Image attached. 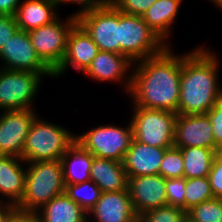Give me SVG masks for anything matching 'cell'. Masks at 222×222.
<instances>
[{"label": "cell", "instance_id": "cb8c5ba5", "mask_svg": "<svg viewBox=\"0 0 222 222\" xmlns=\"http://www.w3.org/2000/svg\"><path fill=\"white\" fill-rule=\"evenodd\" d=\"M37 214L40 222H88V214L65 193L52 198Z\"/></svg>", "mask_w": 222, "mask_h": 222}, {"label": "cell", "instance_id": "ab89813d", "mask_svg": "<svg viewBox=\"0 0 222 222\" xmlns=\"http://www.w3.org/2000/svg\"><path fill=\"white\" fill-rule=\"evenodd\" d=\"M212 4L216 5V9H219L222 12V0H209Z\"/></svg>", "mask_w": 222, "mask_h": 222}, {"label": "cell", "instance_id": "8992f818", "mask_svg": "<svg viewBox=\"0 0 222 222\" xmlns=\"http://www.w3.org/2000/svg\"><path fill=\"white\" fill-rule=\"evenodd\" d=\"M120 54L133 63L161 53L167 45L147 25L142 16L119 11Z\"/></svg>", "mask_w": 222, "mask_h": 222}, {"label": "cell", "instance_id": "8fae6325", "mask_svg": "<svg viewBox=\"0 0 222 222\" xmlns=\"http://www.w3.org/2000/svg\"><path fill=\"white\" fill-rule=\"evenodd\" d=\"M0 68L29 71L53 78L54 72L37 55L27 31L18 30L0 50Z\"/></svg>", "mask_w": 222, "mask_h": 222}, {"label": "cell", "instance_id": "603a6c76", "mask_svg": "<svg viewBox=\"0 0 222 222\" xmlns=\"http://www.w3.org/2000/svg\"><path fill=\"white\" fill-rule=\"evenodd\" d=\"M65 184L90 180L93 155L75 141L61 157Z\"/></svg>", "mask_w": 222, "mask_h": 222}, {"label": "cell", "instance_id": "f35d334b", "mask_svg": "<svg viewBox=\"0 0 222 222\" xmlns=\"http://www.w3.org/2000/svg\"><path fill=\"white\" fill-rule=\"evenodd\" d=\"M16 208V205L9 202H0V222H7L11 212Z\"/></svg>", "mask_w": 222, "mask_h": 222}, {"label": "cell", "instance_id": "5b68a950", "mask_svg": "<svg viewBox=\"0 0 222 222\" xmlns=\"http://www.w3.org/2000/svg\"><path fill=\"white\" fill-rule=\"evenodd\" d=\"M127 125L104 124L75 134V140L93 156L123 162L133 140L130 120Z\"/></svg>", "mask_w": 222, "mask_h": 222}, {"label": "cell", "instance_id": "f1b7e54d", "mask_svg": "<svg viewBox=\"0 0 222 222\" xmlns=\"http://www.w3.org/2000/svg\"><path fill=\"white\" fill-rule=\"evenodd\" d=\"M159 175L165 179L184 177V161L181 148H167L161 161Z\"/></svg>", "mask_w": 222, "mask_h": 222}, {"label": "cell", "instance_id": "4fadbf2b", "mask_svg": "<svg viewBox=\"0 0 222 222\" xmlns=\"http://www.w3.org/2000/svg\"><path fill=\"white\" fill-rule=\"evenodd\" d=\"M37 110L0 111V155L21 158Z\"/></svg>", "mask_w": 222, "mask_h": 222}, {"label": "cell", "instance_id": "44dd1931", "mask_svg": "<svg viewBox=\"0 0 222 222\" xmlns=\"http://www.w3.org/2000/svg\"><path fill=\"white\" fill-rule=\"evenodd\" d=\"M59 15L52 0H21L14 17L19 29L28 32L53 22Z\"/></svg>", "mask_w": 222, "mask_h": 222}, {"label": "cell", "instance_id": "8d00e7d4", "mask_svg": "<svg viewBox=\"0 0 222 222\" xmlns=\"http://www.w3.org/2000/svg\"><path fill=\"white\" fill-rule=\"evenodd\" d=\"M7 222H40V219L36 211H26L16 207Z\"/></svg>", "mask_w": 222, "mask_h": 222}, {"label": "cell", "instance_id": "2e32d148", "mask_svg": "<svg viewBox=\"0 0 222 222\" xmlns=\"http://www.w3.org/2000/svg\"><path fill=\"white\" fill-rule=\"evenodd\" d=\"M99 52L98 46L86 31L76 23L67 39V50L60 66L54 71L55 78L63 77L70 68L84 72Z\"/></svg>", "mask_w": 222, "mask_h": 222}, {"label": "cell", "instance_id": "277c9868", "mask_svg": "<svg viewBox=\"0 0 222 222\" xmlns=\"http://www.w3.org/2000/svg\"><path fill=\"white\" fill-rule=\"evenodd\" d=\"M65 186L60 160L26 163L25 191L16 207L37 212L52 198L65 193Z\"/></svg>", "mask_w": 222, "mask_h": 222}, {"label": "cell", "instance_id": "4316f807", "mask_svg": "<svg viewBox=\"0 0 222 222\" xmlns=\"http://www.w3.org/2000/svg\"><path fill=\"white\" fill-rule=\"evenodd\" d=\"M214 198L207 176L186 178L185 185V212L192 207Z\"/></svg>", "mask_w": 222, "mask_h": 222}, {"label": "cell", "instance_id": "d4e9b609", "mask_svg": "<svg viewBox=\"0 0 222 222\" xmlns=\"http://www.w3.org/2000/svg\"><path fill=\"white\" fill-rule=\"evenodd\" d=\"M184 161V177L199 178L209 175L214 156L213 149L203 147L181 148Z\"/></svg>", "mask_w": 222, "mask_h": 222}, {"label": "cell", "instance_id": "f546056e", "mask_svg": "<svg viewBox=\"0 0 222 222\" xmlns=\"http://www.w3.org/2000/svg\"><path fill=\"white\" fill-rule=\"evenodd\" d=\"M186 212L178 207L164 206L146 211L139 217L140 222H183Z\"/></svg>", "mask_w": 222, "mask_h": 222}, {"label": "cell", "instance_id": "6da1fadb", "mask_svg": "<svg viewBox=\"0 0 222 222\" xmlns=\"http://www.w3.org/2000/svg\"><path fill=\"white\" fill-rule=\"evenodd\" d=\"M171 47L133 64L132 83L127 95L130 106L178 114L181 62L190 51L178 55Z\"/></svg>", "mask_w": 222, "mask_h": 222}, {"label": "cell", "instance_id": "836d02e7", "mask_svg": "<svg viewBox=\"0 0 222 222\" xmlns=\"http://www.w3.org/2000/svg\"><path fill=\"white\" fill-rule=\"evenodd\" d=\"M207 177L214 197L222 199V156L219 153L214 156L212 167Z\"/></svg>", "mask_w": 222, "mask_h": 222}, {"label": "cell", "instance_id": "e575fe53", "mask_svg": "<svg viewBox=\"0 0 222 222\" xmlns=\"http://www.w3.org/2000/svg\"><path fill=\"white\" fill-rule=\"evenodd\" d=\"M18 30L19 27L13 15L0 14V50Z\"/></svg>", "mask_w": 222, "mask_h": 222}, {"label": "cell", "instance_id": "d6a6232c", "mask_svg": "<svg viewBox=\"0 0 222 222\" xmlns=\"http://www.w3.org/2000/svg\"><path fill=\"white\" fill-rule=\"evenodd\" d=\"M206 114L212 124L215 145L220 150L222 148V97Z\"/></svg>", "mask_w": 222, "mask_h": 222}, {"label": "cell", "instance_id": "ac0fdd59", "mask_svg": "<svg viewBox=\"0 0 222 222\" xmlns=\"http://www.w3.org/2000/svg\"><path fill=\"white\" fill-rule=\"evenodd\" d=\"M165 151L166 148L153 147L133 139L122 162L127 177L159 174Z\"/></svg>", "mask_w": 222, "mask_h": 222}, {"label": "cell", "instance_id": "9a60e30c", "mask_svg": "<svg viewBox=\"0 0 222 222\" xmlns=\"http://www.w3.org/2000/svg\"><path fill=\"white\" fill-rule=\"evenodd\" d=\"M165 189V178L159 174L128 177L127 190L136 215L168 206Z\"/></svg>", "mask_w": 222, "mask_h": 222}, {"label": "cell", "instance_id": "7a4b0ae2", "mask_svg": "<svg viewBox=\"0 0 222 222\" xmlns=\"http://www.w3.org/2000/svg\"><path fill=\"white\" fill-rule=\"evenodd\" d=\"M197 46L181 62L178 114H206L222 97L220 55L204 43Z\"/></svg>", "mask_w": 222, "mask_h": 222}, {"label": "cell", "instance_id": "74e56055", "mask_svg": "<svg viewBox=\"0 0 222 222\" xmlns=\"http://www.w3.org/2000/svg\"><path fill=\"white\" fill-rule=\"evenodd\" d=\"M21 0H0V14L15 15Z\"/></svg>", "mask_w": 222, "mask_h": 222}, {"label": "cell", "instance_id": "83f0119b", "mask_svg": "<svg viewBox=\"0 0 222 222\" xmlns=\"http://www.w3.org/2000/svg\"><path fill=\"white\" fill-rule=\"evenodd\" d=\"M194 222H222V199L212 198L201 202L186 212Z\"/></svg>", "mask_w": 222, "mask_h": 222}, {"label": "cell", "instance_id": "ffe728a7", "mask_svg": "<svg viewBox=\"0 0 222 222\" xmlns=\"http://www.w3.org/2000/svg\"><path fill=\"white\" fill-rule=\"evenodd\" d=\"M184 0H156L142 15L147 25L167 45L171 46L174 25L178 19L180 8ZM178 15V16H177Z\"/></svg>", "mask_w": 222, "mask_h": 222}, {"label": "cell", "instance_id": "4dcf8cb0", "mask_svg": "<svg viewBox=\"0 0 222 222\" xmlns=\"http://www.w3.org/2000/svg\"><path fill=\"white\" fill-rule=\"evenodd\" d=\"M186 177L165 179L167 204L185 211Z\"/></svg>", "mask_w": 222, "mask_h": 222}, {"label": "cell", "instance_id": "60d3db41", "mask_svg": "<svg viewBox=\"0 0 222 222\" xmlns=\"http://www.w3.org/2000/svg\"><path fill=\"white\" fill-rule=\"evenodd\" d=\"M184 222H194L191 219H189L187 216L184 218Z\"/></svg>", "mask_w": 222, "mask_h": 222}, {"label": "cell", "instance_id": "484cf974", "mask_svg": "<svg viewBox=\"0 0 222 222\" xmlns=\"http://www.w3.org/2000/svg\"><path fill=\"white\" fill-rule=\"evenodd\" d=\"M65 194L76 202L87 214L100 199L101 189L92 181L65 184Z\"/></svg>", "mask_w": 222, "mask_h": 222}, {"label": "cell", "instance_id": "52a82bcc", "mask_svg": "<svg viewBox=\"0 0 222 222\" xmlns=\"http://www.w3.org/2000/svg\"><path fill=\"white\" fill-rule=\"evenodd\" d=\"M130 107L132 116L129 120L132 125L133 139L153 147L167 149L174 146L177 113L136 106Z\"/></svg>", "mask_w": 222, "mask_h": 222}, {"label": "cell", "instance_id": "30bf717a", "mask_svg": "<svg viewBox=\"0 0 222 222\" xmlns=\"http://www.w3.org/2000/svg\"><path fill=\"white\" fill-rule=\"evenodd\" d=\"M76 20L99 50L120 54L119 10L110 1L80 13Z\"/></svg>", "mask_w": 222, "mask_h": 222}, {"label": "cell", "instance_id": "9c48e42d", "mask_svg": "<svg viewBox=\"0 0 222 222\" xmlns=\"http://www.w3.org/2000/svg\"><path fill=\"white\" fill-rule=\"evenodd\" d=\"M76 23V16L71 13L65 19L60 15L53 22L28 31L37 55L53 72L64 59L68 35Z\"/></svg>", "mask_w": 222, "mask_h": 222}, {"label": "cell", "instance_id": "7402d4cb", "mask_svg": "<svg viewBox=\"0 0 222 222\" xmlns=\"http://www.w3.org/2000/svg\"><path fill=\"white\" fill-rule=\"evenodd\" d=\"M90 180L102 193L128 191V177L122 162L93 156Z\"/></svg>", "mask_w": 222, "mask_h": 222}, {"label": "cell", "instance_id": "e0dca14e", "mask_svg": "<svg viewBox=\"0 0 222 222\" xmlns=\"http://www.w3.org/2000/svg\"><path fill=\"white\" fill-rule=\"evenodd\" d=\"M138 219L128 191L101 193L88 213V222H136Z\"/></svg>", "mask_w": 222, "mask_h": 222}, {"label": "cell", "instance_id": "b9f144b4", "mask_svg": "<svg viewBox=\"0 0 222 222\" xmlns=\"http://www.w3.org/2000/svg\"><path fill=\"white\" fill-rule=\"evenodd\" d=\"M222 156V148L218 152Z\"/></svg>", "mask_w": 222, "mask_h": 222}, {"label": "cell", "instance_id": "ba28073f", "mask_svg": "<svg viewBox=\"0 0 222 222\" xmlns=\"http://www.w3.org/2000/svg\"><path fill=\"white\" fill-rule=\"evenodd\" d=\"M43 80L38 73L0 68V111L37 110L34 103Z\"/></svg>", "mask_w": 222, "mask_h": 222}, {"label": "cell", "instance_id": "7c38bea8", "mask_svg": "<svg viewBox=\"0 0 222 222\" xmlns=\"http://www.w3.org/2000/svg\"><path fill=\"white\" fill-rule=\"evenodd\" d=\"M133 62L125 55L101 51L82 73L94 82L120 84L125 95L129 94L132 83Z\"/></svg>", "mask_w": 222, "mask_h": 222}, {"label": "cell", "instance_id": "5bb4252c", "mask_svg": "<svg viewBox=\"0 0 222 222\" xmlns=\"http://www.w3.org/2000/svg\"><path fill=\"white\" fill-rule=\"evenodd\" d=\"M174 147H203L213 149L218 153L219 149L215 145L212 124L207 114H177Z\"/></svg>", "mask_w": 222, "mask_h": 222}, {"label": "cell", "instance_id": "3957f363", "mask_svg": "<svg viewBox=\"0 0 222 222\" xmlns=\"http://www.w3.org/2000/svg\"><path fill=\"white\" fill-rule=\"evenodd\" d=\"M45 119V120H44ZM75 134L60 123H53L38 114L29 130L21 158L26 162L57 161L76 141Z\"/></svg>", "mask_w": 222, "mask_h": 222}, {"label": "cell", "instance_id": "d590c367", "mask_svg": "<svg viewBox=\"0 0 222 222\" xmlns=\"http://www.w3.org/2000/svg\"><path fill=\"white\" fill-rule=\"evenodd\" d=\"M57 8H59L60 10V7L61 6H65L66 5H70V4H73V5H76V6H79V7L72 13L74 16H77L79 15L80 13H83L85 11H88L89 9H91L92 7H95V6H99V5H102L106 2H108L109 0H52Z\"/></svg>", "mask_w": 222, "mask_h": 222}, {"label": "cell", "instance_id": "1f68e13d", "mask_svg": "<svg viewBox=\"0 0 222 222\" xmlns=\"http://www.w3.org/2000/svg\"><path fill=\"white\" fill-rule=\"evenodd\" d=\"M121 13L142 16L156 0H109Z\"/></svg>", "mask_w": 222, "mask_h": 222}, {"label": "cell", "instance_id": "d6986e66", "mask_svg": "<svg viewBox=\"0 0 222 222\" xmlns=\"http://www.w3.org/2000/svg\"><path fill=\"white\" fill-rule=\"evenodd\" d=\"M26 162L22 158L0 155V202L17 205L25 191Z\"/></svg>", "mask_w": 222, "mask_h": 222}]
</instances>
